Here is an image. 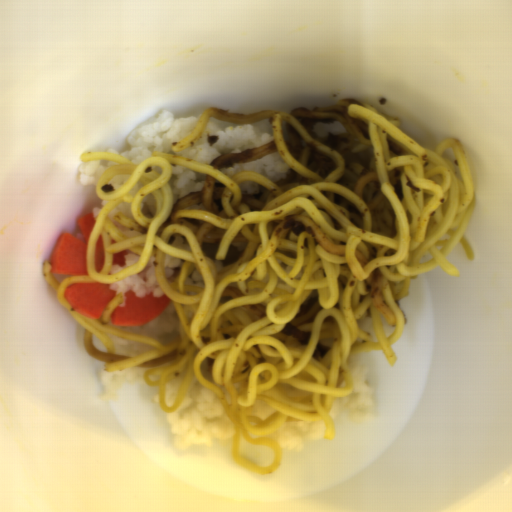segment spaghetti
<instances>
[{
	"instance_id": "c7327b10",
	"label": "spaghetti",
	"mask_w": 512,
	"mask_h": 512,
	"mask_svg": "<svg viewBox=\"0 0 512 512\" xmlns=\"http://www.w3.org/2000/svg\"><path fill=\"white\" fill-rule=\"evenodd\" d=\"M350 105L348 115L363 123L352 135L342 122L316 123L311 132L291 115L292 111L265 109L251 113L226 112L210 107L189 135L176 141L172 151L192 146L203 134L210 118L226 122L255 123L267 120L274 139L249 148L246 162L269 154L281 156L289 171L282 181H270L257 172L241 171L234 177L200 160L166 153H153L140 164L124 156L100 151L82 153V162H117L103 171L95 184L96 195L106 199L90 233L86 256L88 275L68 276L58 283L46 260L42 275L59 304L84 328L87 355L104 363L106 372L131 368L145 371L147 386L157 385L158 404L173 413L182 406L193 376L215 392L235 433L230 443L233 461L260 474L280 469V444L271 436L292 421H319L325 426L323 439L336 432L329 415L336 397L354 390L352 355L382 350L394 367L392 349L405 327L400 299L407 296L417 274L441 268L452 276L458 271L447 257L459 242L468 261L475 260L465 234L474 208L472 178L460 141L446 139L427 148L400 129V120L386 116L375 106ZM285 122L304 138L297 159L285 146ZM332 133L349 139L337 150L326 146ZM388 138L405 148L403 155L388 150ZM454 148L462 178L456 176L445 150ZM206 173L203 191L173 197L169 184L172 165ZM401 166L403 202L397 198L391 171ZM410 178L419 192L406 186ZM250 180L266 189L260 200L242 195L238 184ZM225 184L223 210L216 211L213 183ZM111 184L113 193L100 188ZM153 193L155 217L140 213L141 200ZM341 194L363 213V218L334 205ZM131 202L132 218L115 215L122 224L141 233L126 238L107 215L120 202ZM296 219L305 231L295 236L283 230L288 219ZM101 234L105 259L97 273L93 263L95 244ZM231 246L244 249L240 259L222 266ZM129 249L140 261L109 275L112 254ZM165 254L184 259L180 274L171 283L164 278ZM155 255L158 282L172 298L183 326L178 336L165 344L143 335L110 327L114 306L121 293L106 307L100 319L82 317L65 301L64 289L78 282L112 283L143 269ZM201 272L203 285L186 284L194 270ZM319 303L304 316H296L305 299ZM382 315L394 332L383 331ZM371 316L373 341L362 329L363 318ZM292 323L311 337L307 345L281 334ZM96 335L107 352L95 350ZM111 335L154 346L137 356L113 351ZM331 347L321 360L312 355L318 342ZM184 373L178 397L165 405L166 383ZM261 400L275 414L268 418L252 415ZM240 437L251 445L274 451L269 467H261L238 454Z\"/></svg>"
}]
</instances>
